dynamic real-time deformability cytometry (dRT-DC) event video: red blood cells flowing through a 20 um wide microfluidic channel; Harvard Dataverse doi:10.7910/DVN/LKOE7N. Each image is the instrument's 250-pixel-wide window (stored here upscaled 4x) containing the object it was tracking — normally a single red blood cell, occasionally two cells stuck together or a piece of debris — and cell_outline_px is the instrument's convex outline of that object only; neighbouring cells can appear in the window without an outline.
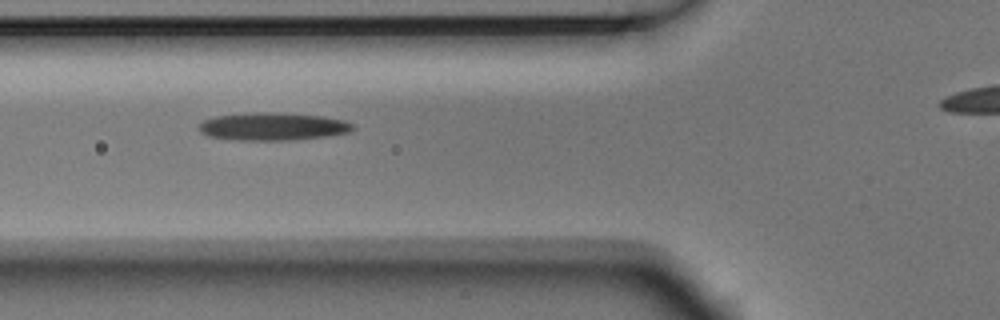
{"species": "Egyptian fruit bat (a non-hibernating species)", "species_latin": "Rousettus aegyptiacus", "temperature_condition": "room temperature", "stored_images_in_passage": 6, "camera_frame_rate_fps": 3000, "um_per_image_px": 0.085, "animal": {"sex": "male"}, "frame": {"image": 1, "passage_image": 2, "time_ms": 0.333, "image_size_px": [1000, 320], "cell_outline_px": [[352, 128], [348, 132], [324, 136], [288, 140], [236, 140], [208, 136], [200, 132], [200, 124], [204, 120], [216, 116], [252, 112], [272, 112], [324, 116], [344, 120], [352, 124]], "centroid_in_image_um": [23.15, 10.74], "position_along_channel_um": 102.7, "area_um2": 24.62}}
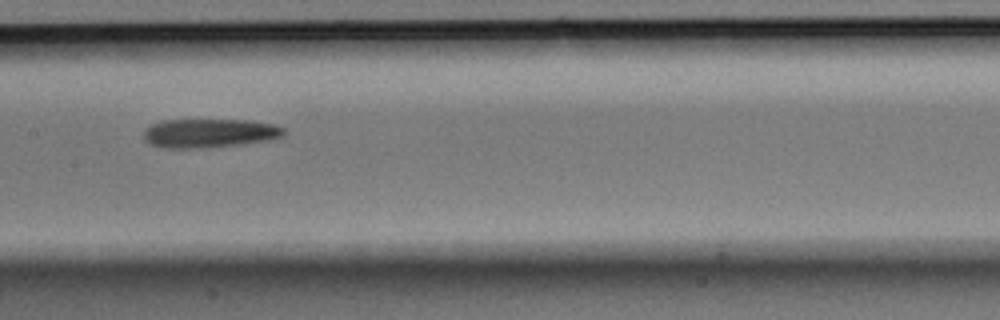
{"frame": {"image": 2, "passage_image": 4, "time_ms": 1.0, "image_size_px": [1000, 320], "cell_outline_px": [[284, 136], [268, 140], [240, 144], [208, 148], [164, 148], [152, 144], [144, 140], [144, 128], [160, 120], [248, 120], [272, 124], [284, 128]], "centroid_in_image_um": [17.77, 11.32], "position_along_channel_um": 189.6, "area_um2": 23.64}}
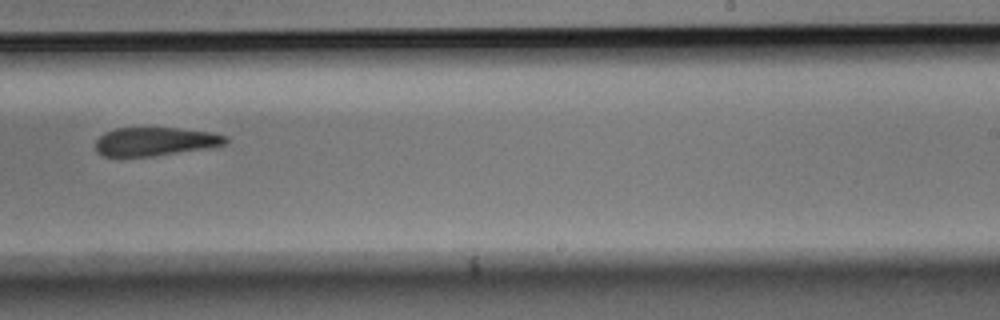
{"frame": {"image": 3, "passage_image": 6, "time_ms": 1.667, "image_size_px": [1000, 320], "cell_outline_px": [[228, 140], [224, 144], [204, 148], [156, 156], [104, 156], [96, 152], [96, 140], [104, 132], [116, 128], [176, 128], [212, 132], [228, 136]], "centroid_in_image_um": [13.16, 12.02], "position_along_channel_um": 275.8, "area_um2": 21.5}}